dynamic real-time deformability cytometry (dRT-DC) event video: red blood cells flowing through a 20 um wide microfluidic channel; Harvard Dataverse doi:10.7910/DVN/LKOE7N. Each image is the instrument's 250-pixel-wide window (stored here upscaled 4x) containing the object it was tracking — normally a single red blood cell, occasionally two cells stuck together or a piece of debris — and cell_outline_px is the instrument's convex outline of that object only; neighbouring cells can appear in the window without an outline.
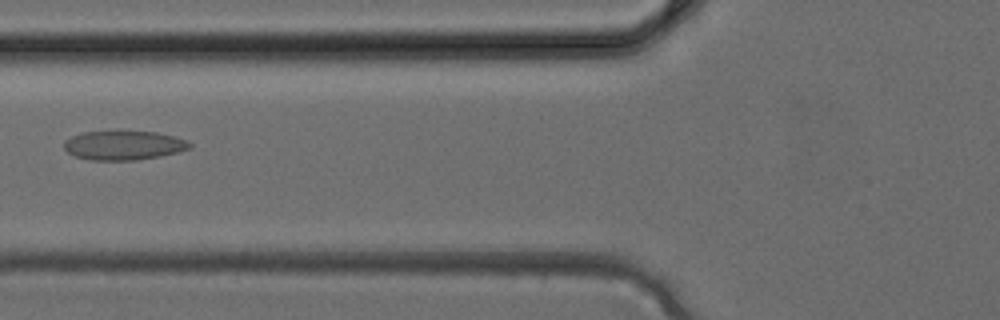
{"species": "common noctule bat (a hibernating species)", "species_latin": "Nyctalus noctula", "temperature_condition": "cold", "stored_images_in_passage": 3, "camera_frame_rate_fps": 3000, "um_per_image_px": 0.085, "animal": {"sex": "female", "body_mass_g": 24.6, "forearm_length_mm": 56.2}, "frame": {"image": 1, "passage_image": 3, "time_ms": 0.667, "image_size_px": [1000, 320], "cell_outline_px": [[192, 148], [180, 152], [160, 156], [136, 160], [92, 160], [76, 156], [68, 152], [64, 148], [64, 140], [72, 136], [84, 132], [156, 132], [188, 140], [192, 144]], "centroid_in_image_um": [10.55, 12.36], "position_along_channel_um": 115.2, "area_um2": 21.21}}